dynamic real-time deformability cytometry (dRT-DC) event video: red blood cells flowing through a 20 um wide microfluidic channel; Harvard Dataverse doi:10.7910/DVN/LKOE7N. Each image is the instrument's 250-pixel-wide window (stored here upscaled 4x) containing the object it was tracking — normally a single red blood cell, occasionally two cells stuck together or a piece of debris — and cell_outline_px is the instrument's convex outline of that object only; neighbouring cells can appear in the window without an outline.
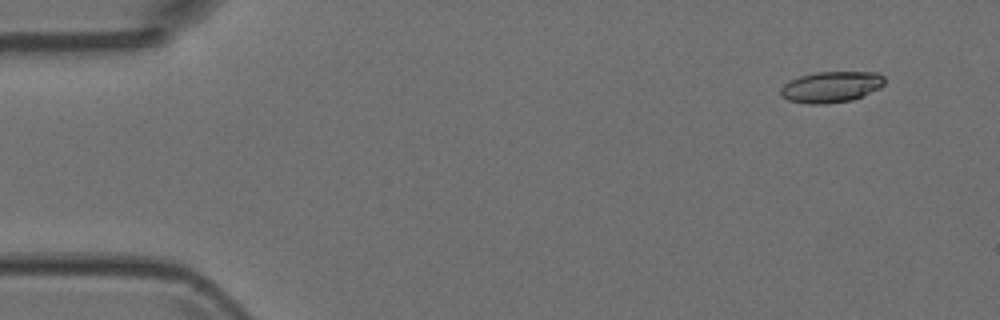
{"species": "Egyptian fruit bat (a non-hibernating species)", "species_latin": "Rousettus aegyptiacus", "temperature_condition": "room temperature", "stored_images_in_passage": 4, "camera_frame_rate_fps": 3000, "um_per_image_px": 0.085, "animal": {"sex": "female"}, "frame": {"image": 1, "passage_image": 1, "time_ms": 0.0, "image_size_px": [1000, 320], "cell_outline_px": [[884, 84], [880, 88], [852, 100], [824, 104], [808, 104], [788, 100], [780, 96], [780, 88], [788, 80], [800, 76], [816, 72], [876, 72], [884, 76]], "centroid_in_image_um": [70.62, 7.39], "position_along_channel_um": 14.4, "area_um2": 18.9}}
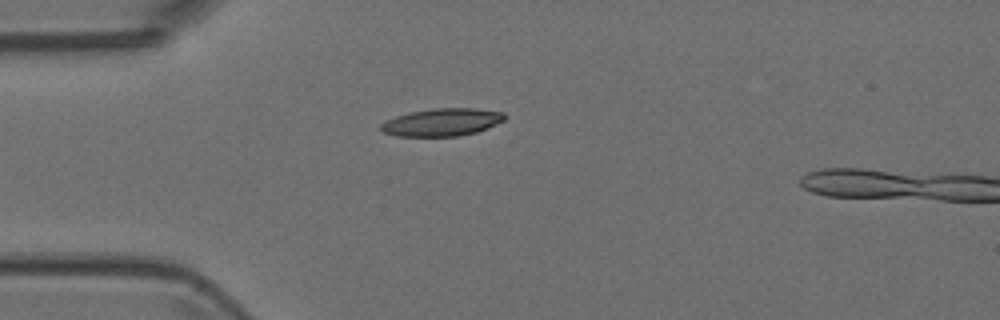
{"frame": {"image": 2, "passage_image": 4, "time_ms": 1.0, "image_size_px": [1000, 320], "cell_outline_px": [[504, 120], [488, 128], [476, 132], [460, 136], [396, 136], [384, 132], [380, 128], [380, 124], [396, 116], [408, 112], [432, 108], [476, 108], [504, 112]], "centroid_in_image_um": [37.57, 10.38], "position_along_channel_um": 47.4, "area_um2": 19.94}}